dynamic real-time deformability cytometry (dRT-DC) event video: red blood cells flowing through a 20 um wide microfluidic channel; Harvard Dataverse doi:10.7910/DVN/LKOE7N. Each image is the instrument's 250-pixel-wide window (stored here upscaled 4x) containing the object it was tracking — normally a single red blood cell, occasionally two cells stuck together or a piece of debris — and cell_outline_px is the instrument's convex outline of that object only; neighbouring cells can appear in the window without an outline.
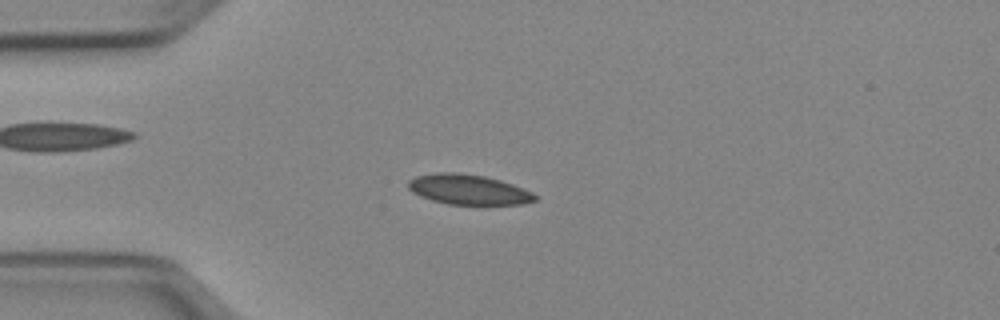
{"species": "Egyptian fruit bat (a non-hibernating species)", "species_latin": "Rousettus aegyptiacus", "temperature_condition": "cold", "stored_images_in_passage": 51, "camera_frame_rate_fps": 3000, "um_per_image_px": 0.085, "animal": {"sex": "female"}, "frame": {"image": 1, "passage_image": 13, "time_ms": 4.0, "image_size_px": [1000, 320], "cell_outline_px": [[540, 196], [536, 200], [520, 204], [448, 204], [432, 200], [420, 196], [412, 192], [408, 188], [408, 180], [416, 176], [436, 172], [456, 172], [484, 176], [500, 180], [524, 188]], "centroid_in_image_um": [39.81, 16.1], "position_along_channel_um": 45.2, "area_um2": 22.25}}
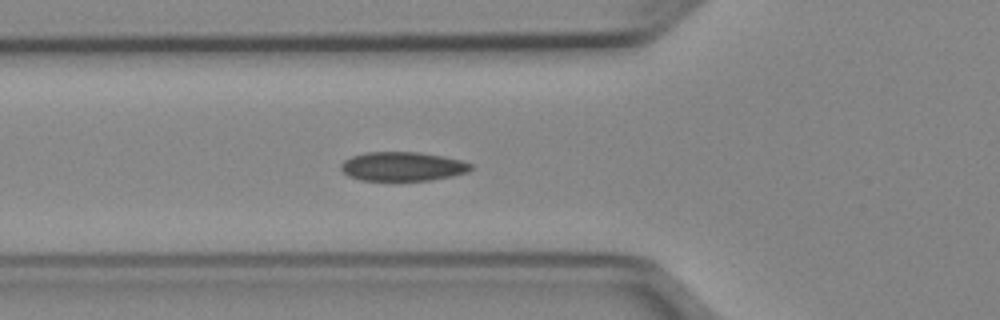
{"frame": {"image": 2, "passage_image": 18, "time_ms": 5.667, "image_size_px": [1000, 320], "cell_outline_px": [[472, 168], [468, 172], [452, 176], [428, 180], [360, 180], [348, 176], [340, 168], [340, 164], [344, 160], [352, 156], [368, 152], [420, 152], [460, 160], [472, 164]], "centroid_in_image_um": [34.2, 14.14], "position_along_channel_um": 91.6, "area_um2": 21.85}}
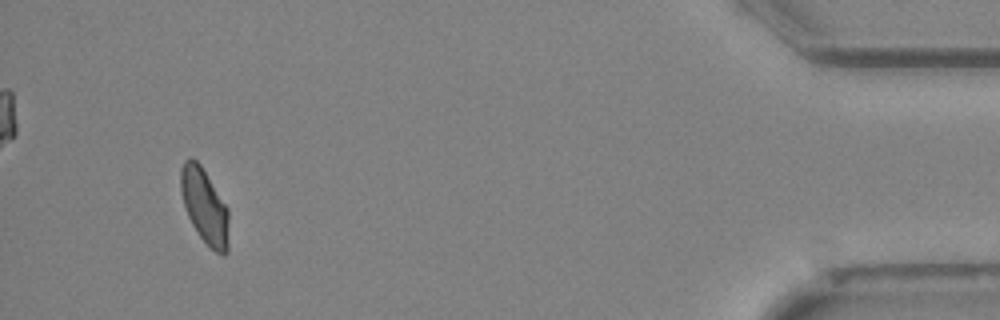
{"frame": {"image": 3, "passage_image": 48, "time_ms": 15.667, "image_size_px": [1000, 320], "cell_outline_px": [[228, 252], [224, 256], [216, 252], [200, 236], [192, 224], [188, 216], [184, 204], [180, 188], [180, 168], [184, 160], [188, 156], [192, 156], [200, 164], [228, 208]], "centroid_in_image_um": [17.38, 17.48], "position_along_channel_um": 417.8, "area_um2": 20.92}, "authors_computed_cell_mechanics": {"area_um2": 21.5594, "velocity_mm_per_s": 3.9682, "shape_relaxation_time_tau1_ms": 5.5088, "shape_relaxation_time_tau2_ms": 5.2577, "deformation_change_tau1": 0.1123, "deformation_change_tau2": 0.073}}